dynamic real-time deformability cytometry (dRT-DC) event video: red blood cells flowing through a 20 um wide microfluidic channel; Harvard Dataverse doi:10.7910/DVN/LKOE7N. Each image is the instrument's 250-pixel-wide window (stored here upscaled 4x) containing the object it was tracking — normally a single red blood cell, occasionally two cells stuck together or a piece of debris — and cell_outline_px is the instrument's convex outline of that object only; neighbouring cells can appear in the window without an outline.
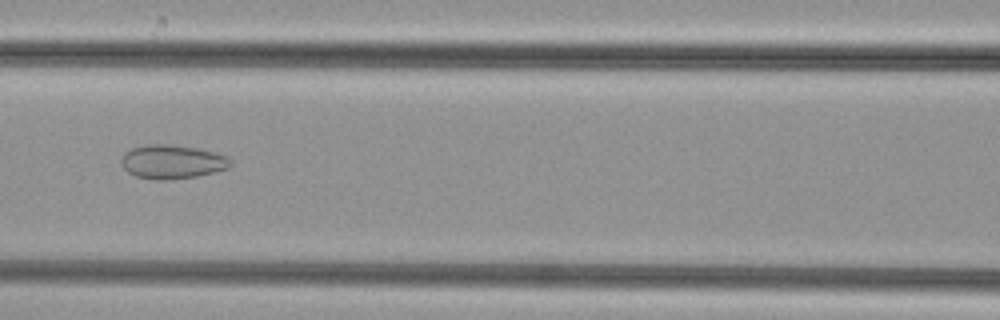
{"species": "common noctule bat (a hibernating species)", "species_latin": "Nyctalus noctula", "temperature_condition": "cold", "stored_images_in_passage": 37, "camera_frame_rate_fps": 3000, "um_per_image_px": 0.085, "animal": {"sex": "female", "body_mass_g": 29.2, "forearm_length_mm": 56.3}, "frame": {"image": 1, "passage_image": 12, "time_ms": 3.667, "image_size_px": [1000, 320], "cell_outline_px": [[232, 164], [228, 168], [196, 176], [168, 180], [156, 180], [136, 176], [128, 172], [124, 168], [120, 160], [124, 152], [132, 148], [148, 144], [164, 144], [196, 148], [216, 152], [228, 156], [232, 160]], "centroid_in_image_um": [14.64, 13.75], "position_along_channel_um": 152.0, "area_um2": 21.56}}
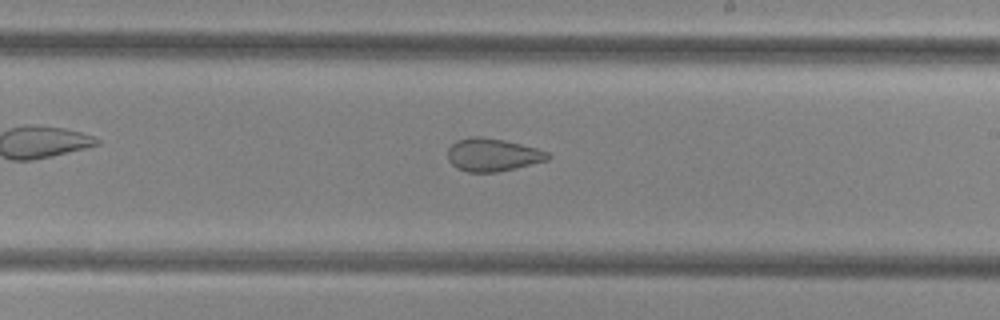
{"frame": {"image": 2, "passage_image": 19, "time_ms": 6.0, "image_size_px": [1000, 320], "cell_outline_px": [[552, 156], [548, 160], [516, 168], [496, 172], [468, 172], [456, 168], [448, 160], [448, 148], [456, 140], [468, 136], [480, 136], [504, 140], [536, 148], [548, 152]], "centroid_in_image_um": [41.86, 13.15], "position_along_channel_um": 247.1, "area_um2": 19.31}}
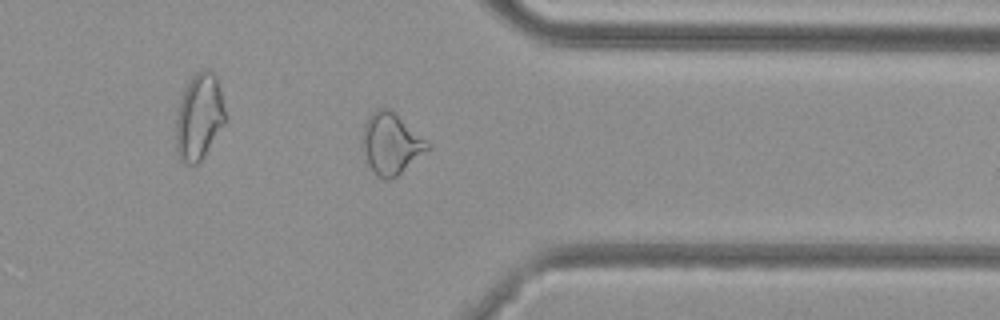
{"frame": {"image": 3, "passage_image": 29, "time_ms": 9.333, "image_size_px": [1000, 320], "cell_outline_px": [[432, 148], [396, 176], [388, 180], [384, 180], [376, 176], [368, 164], [360, 144], [360, 140], [364, 124], [368, 116], [372, 112], [380, 108], [392, 108], [432, 144]], "centroid_in_image_um": [33.24, 12.18], "position_along_channel_um": 378.2, "area_um2": 23.93}}